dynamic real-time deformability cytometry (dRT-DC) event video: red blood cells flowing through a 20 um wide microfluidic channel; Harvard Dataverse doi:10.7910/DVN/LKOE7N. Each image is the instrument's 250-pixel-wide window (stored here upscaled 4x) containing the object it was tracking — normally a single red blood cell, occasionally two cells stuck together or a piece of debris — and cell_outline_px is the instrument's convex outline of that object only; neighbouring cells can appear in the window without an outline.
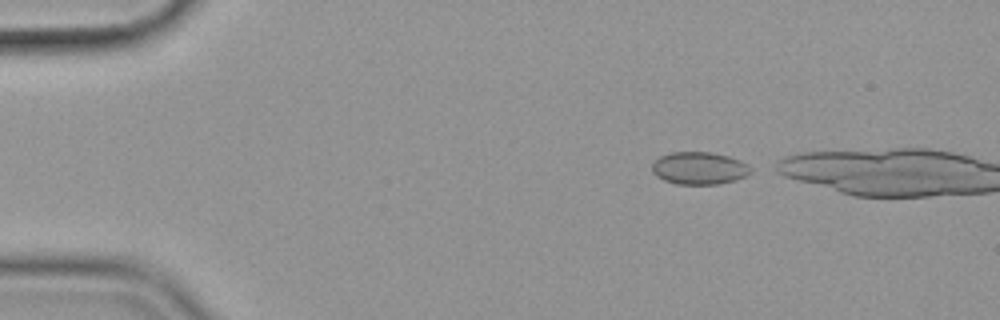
{"species": "common noctule bat (a hibernating species)", "species_latin": "Nyctalus noctula", "temperature_condition": "cold", "stored_images_in_passage": 4, "camera_frame_rate_fps": 3000, "um_per_image_px": 0.085, "animal": {"sex": "female", "body_mass_g": 19.9}, "frame": {"image": 1, "passage_image": 1, "time_ms": 0.0, "image_size_px": [1000, 320], "cell_outline_px": [[752, 172], [736, 180], [720, 184], [676, 184], [664, 180], [656, 176], [652, 172], [652, 164], [660, 156], [672, 152], [712, 152], [728, 156], [740, 160], [748, 164], [752, 168]], "centroid_in_image_um": [59.45, 14.3], "position_along_channel_um": 25.6, "area_um2": 18.79}}